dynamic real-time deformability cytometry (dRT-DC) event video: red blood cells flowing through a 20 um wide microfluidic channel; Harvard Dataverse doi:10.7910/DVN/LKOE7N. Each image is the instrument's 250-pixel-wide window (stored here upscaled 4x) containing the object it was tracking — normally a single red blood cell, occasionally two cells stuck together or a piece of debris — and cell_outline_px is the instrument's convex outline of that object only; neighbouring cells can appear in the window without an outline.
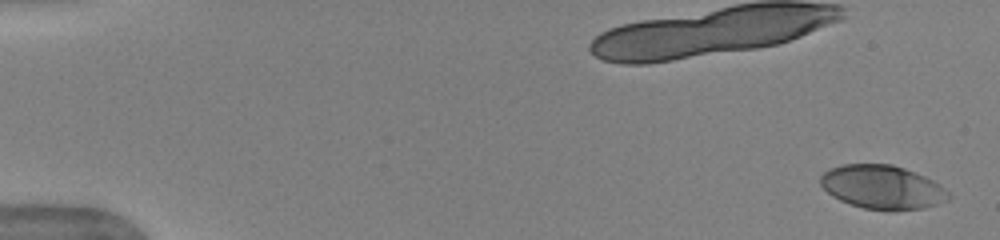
{"species": "human", "species_latin": "Homo sapiens", "temperature_condition": "warm", "stored_images_in_passage": 33, "camera_frame_rate_fps": 3000, "um_per_image_px": 0.085, "donor": {"sex": "female"}, "frame": {"image": 1, "passage_image": 1, "time_ms": 0.0, "image_size_px": [1000, 240], "cell_outline_px": [[952, 196], [948, 200], [924, 208], [892, 212], [888, 212], [864, 208], [840, 200], [832, 196], [820, 184], [820, 176], [828, 168], [840, 164], [892, 164], [916, 172], [940, 184]], "centroid_in_image_um": [75.0, 15.91], "position_along_channel_um": 10.0, "area_um2": 33.06}}
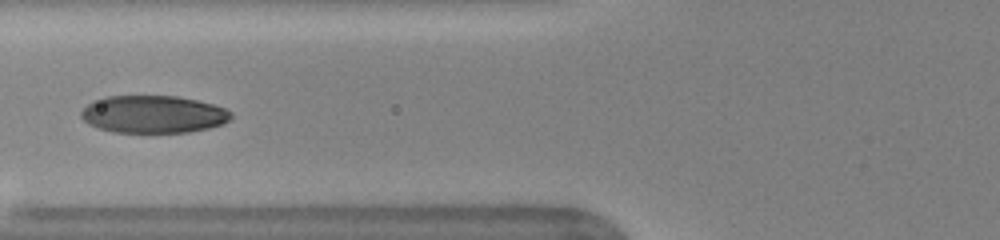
{"frame": {"image": 2, "passage_image": 8, "time_ms": 2.333, "image_size_px": [1000, 240], "cell_outline_px": [[232, 116], [224, 124], [208, 128], [188, 132], [112, 132], [88, 124], [80, 116], [80, 112], [92, 100], [104, 96], [176, 96], [196, 100], [212, 104], [224, 108], [232, 112]], "centroid_in_image_um": [13.01, 9.71], "position_along_channel_um": 112.8, "area_um2": 32.77}}
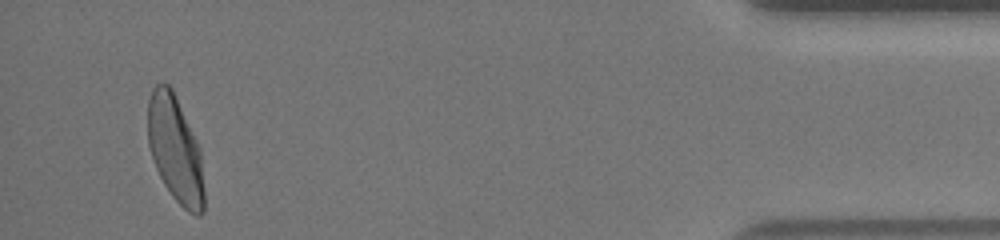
{"frame": {"image": 3, "passage_image": 32, "time_ms": 10.333, "image_size_px": [1000, 240], "cell_outline_px": [[204, 212], [200, 216], [196, 216], [188, 212], [172, 196], [164, 184], [156, 168], [148, 144], [148, 100], [152, 88], [156, 84], [168, 84], [172, 88], [200, 148], [204, 188]], "centroid_in_image_um": [14.9, 12.72], "position_along_channel_um": 420.3, "area_um2": 34.85}, "authors_computed_cell_mechanics": {"area_um2": 33.3506, "velocity_mm_per_s": 4.0081, "shape_relaxation_time_tau1_ms": 1.8241, "shape_relaxation_time_tau2_ms": null, "deformation_change_tau1": 0.1344, "deformation_change_tau2": null}}